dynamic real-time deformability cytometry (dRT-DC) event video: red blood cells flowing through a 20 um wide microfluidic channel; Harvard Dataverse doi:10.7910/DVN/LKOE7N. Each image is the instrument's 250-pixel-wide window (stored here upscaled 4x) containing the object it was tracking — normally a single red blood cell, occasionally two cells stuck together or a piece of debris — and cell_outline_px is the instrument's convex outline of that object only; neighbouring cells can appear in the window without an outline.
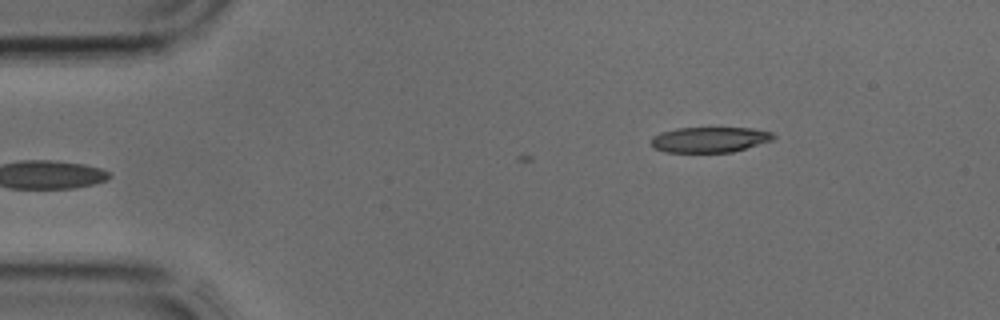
{"species": "common noctule bat (a hibernating species)", "species_latin": "Nyctalus noctula", "temperature_condition": "cold", "stored_images_in_passage": 2, "camera_frame_rate_fps": 3000, "um_per_image_px": 0.085, "animal": {"sex": "male", "body_mass_g": 17.9, "forearm_length_mm": 54.2}, "frame": {"image": 1, "passage_image": 2, "time_ms": 0.333, "image_size_px": [1000, 320], "cell_outline_px": [[776, 136], [772, 140], [732, 152], [664, 152], [656, 148], [652, 144], [652, 136], [660, 132], [676, 128], [752, 128], [772, 132]], "centroid_in_image_um": [60.32, 11.86], "position_along_channel_um": 24.7, "area_um2": 18.03}}